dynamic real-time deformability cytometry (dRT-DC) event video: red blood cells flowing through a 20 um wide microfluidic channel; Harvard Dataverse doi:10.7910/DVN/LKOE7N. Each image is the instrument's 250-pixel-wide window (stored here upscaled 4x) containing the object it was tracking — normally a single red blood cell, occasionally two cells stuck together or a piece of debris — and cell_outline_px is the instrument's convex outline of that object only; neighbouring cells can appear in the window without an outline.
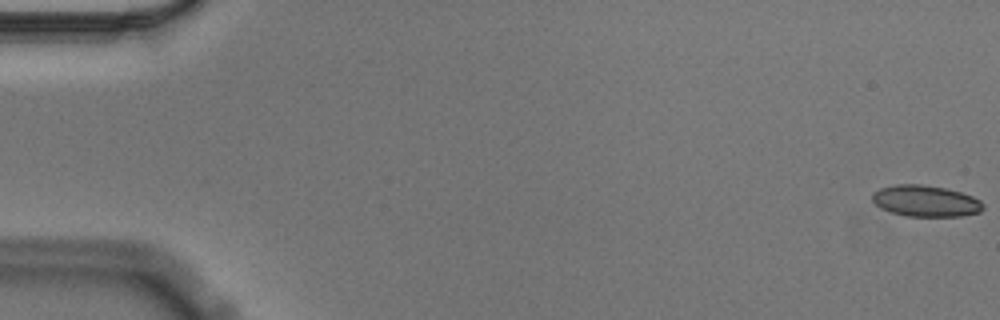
{"species": "Egyptian fruit bat (a non-hibernating species)", "species_latin": "Rousettus aegyptiacus", "temperature_condition": "cold", "stored_images_in_passage": 57, "camera_frame_rate_fps": 3000, "um_per_image_px": 0.085, "animal": {"sex": "male"}, "frame": {"image": 1, "passage_image": 1, "time_ms": 0.0, "image_size_px": [1000, 320], "cell_outline_px": [[984, 208], [980, 212], [960, 216], [908, 216], [892, 212], [880, 208], [872, 200], [872, 192], [880, 188], [896, 184], [920, 184], [944, 188], [960, 192], [972, 196], [980, 200], [984, 204]], "centroid_in_image_um": [78.67, 17.08], "position_along_channel_um": 6.3, "area_um2": 20.17}}
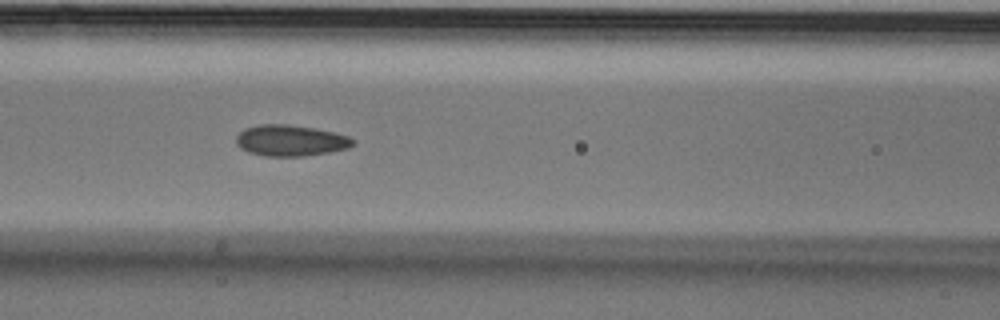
{"frame": {"image": 2, "passage_image": 25, "time_ms": 8.0, "image_size_px": [1000, 320], "cell_outline_px": [[356, 144], [348, 148], [328, 152], [304, 156], [264, 156], [248, 152], [240, 148], [236, 144], [236, 136], [244, 128], [260, 124], [288, 124], [316, 128], [348, 136], [356, 140]], "centroid_in_image_um": [24.69, 11.94], "position_along_channel_um": 141.9, "area_um2": 21.33}}
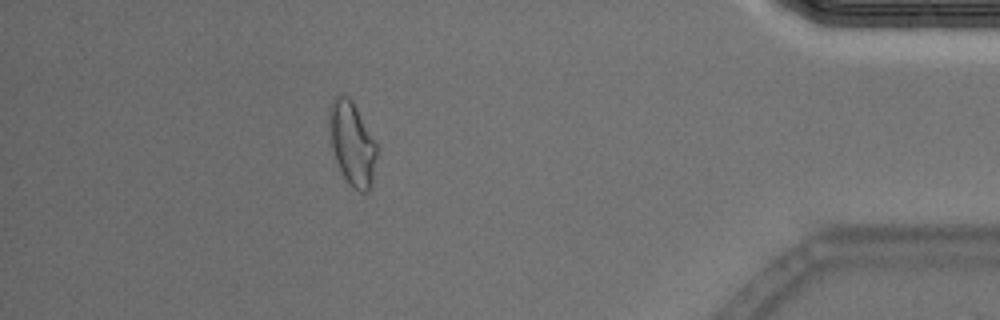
{"frame": {"image": 3, "passage_image": 51, "time_ms": 16.667, "image_size_px": [1000, 320], "cell_outline_px": [[380, 148], [372, 184], [368, 192], [360, 192], [344, 176], [336, 160], [332, 148], [328, 120], [328, 108], [332, 100], [336, 96], [348, 96], [352, 100], [380, 144]], "centroid_in_image_um": [30.0, 12.16], "position_along_channel_um": 405.2, "area_um2": 23.76}, "authors_computed_cell_mechanics": {"area_um2": 20.5768, "velocity_mm_per_s": 3.5497, "shape_relaxation_time_tau1_ms": null, "shape_relaxation_time_tau2_ms": 1.9483, "deformation_change_tau1": null, "deformation_change_tau2": 0.0749}}